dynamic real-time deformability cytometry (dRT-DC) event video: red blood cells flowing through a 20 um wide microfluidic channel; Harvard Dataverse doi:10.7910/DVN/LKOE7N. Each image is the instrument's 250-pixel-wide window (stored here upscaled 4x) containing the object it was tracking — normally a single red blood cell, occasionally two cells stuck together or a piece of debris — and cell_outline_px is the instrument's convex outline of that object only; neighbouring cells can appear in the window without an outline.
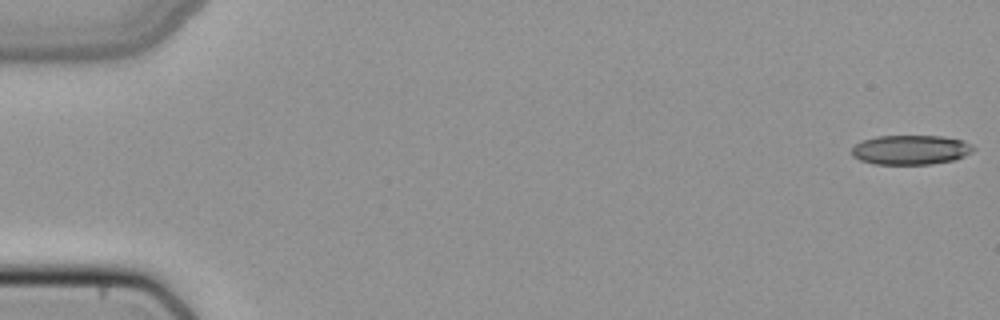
{"species": "common noctule bat (a hibernating species)", "species_latin": "Nyctalus noctula", "temperature_condition": "cold", "stored_images_in_passage": 51, "camera_frame_rate_fps": 3000, "um_per_image_px": 0.085, "animal": {"sex": "female", "body_mass_g": 22.7, "forearm_length_mm": 54.2}, "frame": {"image": 1, "passage_image": 1, "time_ms": 0.0, "image_size_px": [1000, 320], "cell_outline_px": [[976, 148], [972, 152], [964, 156], [952, 160], [932, 164], [876, 164], [860, 160], [852, 156], [852, 148], [856, 144], [864, 140], [876, 136], [944, 136], [964, 140], [972, 144]], "centroid_in_image_um": [77.44, 12.73], "position_along_channel_um": 7.6, "area_um2": 20.98}}
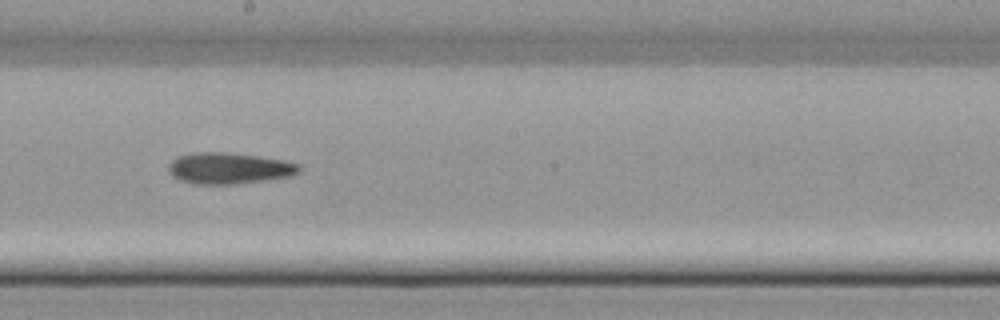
{"frame": {"image": 2, "passage_image": 29, "time_ms": 9.333, "image_size_px": [1000, 320], "cell_outline_px": [[300, 172], [292, 176], [236, 184], [192, 184], [180, 180], [172, 176], [168, 172], [168, 164], [176, 156], [192, 152], [224, 152], [256, 156], [284, 160], [300, 164]], "centroid_in_image_um": [19.43, 14.3], "position_along_channel_um": 228.8, "area_um2": 23.99}}
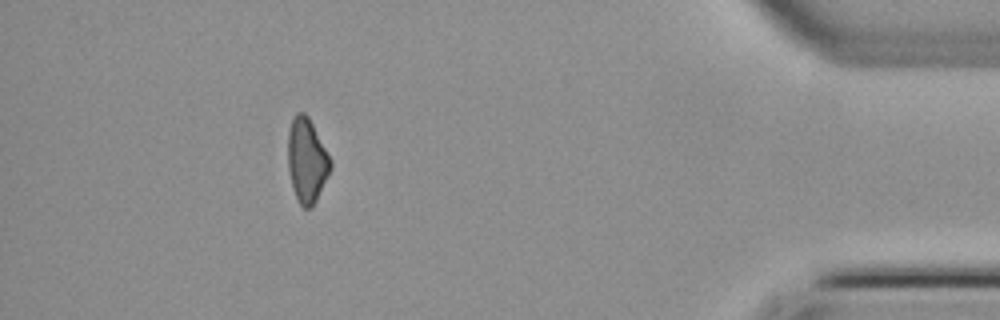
{"frame": {"image": 3, "passage_image": 46, "time_ms": 15.0, "image_size_px": [1000, 320], "cell_outline_px": [[332, 168], [312, 208], [304, 208], [300, 204], [292, 188], [288, 168], [288, 132], [292, 116], [296, 112], [304, 112], [308, 116], [332, 160]], "centroid_in_image_um": [26.08, 13.62], "position_along_channel_um": 409.1, "area_um2": 21.04}}